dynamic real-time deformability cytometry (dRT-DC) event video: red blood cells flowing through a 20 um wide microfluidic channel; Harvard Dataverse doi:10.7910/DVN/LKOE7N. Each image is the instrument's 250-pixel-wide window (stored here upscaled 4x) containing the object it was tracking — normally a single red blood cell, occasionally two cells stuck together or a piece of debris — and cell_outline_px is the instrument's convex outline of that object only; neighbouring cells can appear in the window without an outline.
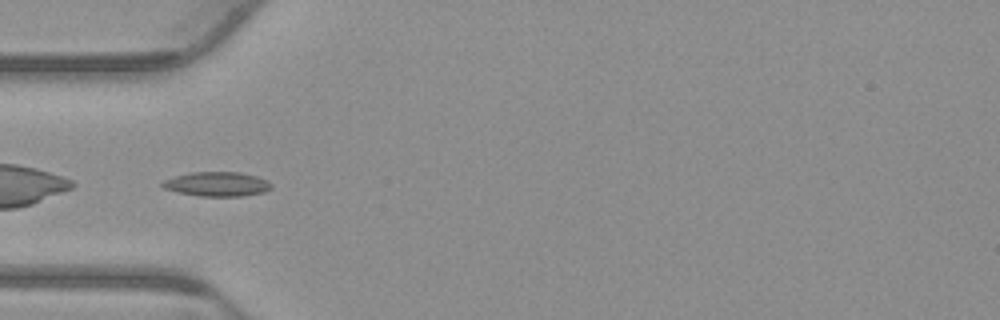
{"species": "common noctule bat (a hibernating species)", "species_latin": "Nyctalus noctula", "temperature_condition": "warm", "stored_images_in_passage": 38, "camera_frame_rate_fps": 3000, "um_per_image_px": 0.085, "animal": {"sex": "male", "body_mass_g": 23.1, "forearm_length_mm": 52.7}, "frame": {"image": 1, "passage_image": 1, "time_ms": 0.0, "image_size_px": [1000, 320], "cell_outline_px": [[272, 188], [264, 192], [240, 196], [200, 196], [176, 192], [164, 188], [160, 184], [164, 180], [176, 176], [192, 172], [240, 172], [256, 176], [268, 180], [272, 184]], "centroid_in_image_um": [18.46, 15.65], "position_along_channel_um": 66.5, "area_um2": 15.49}}
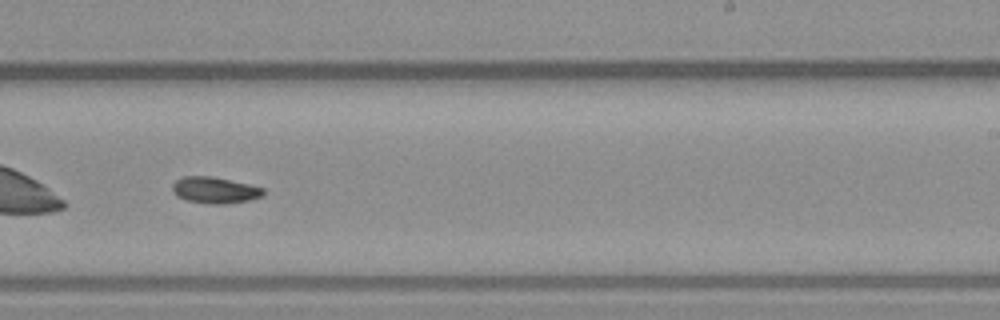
{"frame": {"image": 2, "passage_image": 17, "time_ms": 5.333, "image_size_px": [1000, 320], "cell_outline_px": [[264, 196], [248, 200], [224, 204], [208, 204], [188, 200], [176, 196], [172, 192], [172, 184], [176, 180], [184, 176], [212, 176], [248, 184], [264, 188]], "centroid_in_image_um": [18.24, 16.16], "position_along_channel_um": 270.8, "area_um2": 13.99}}
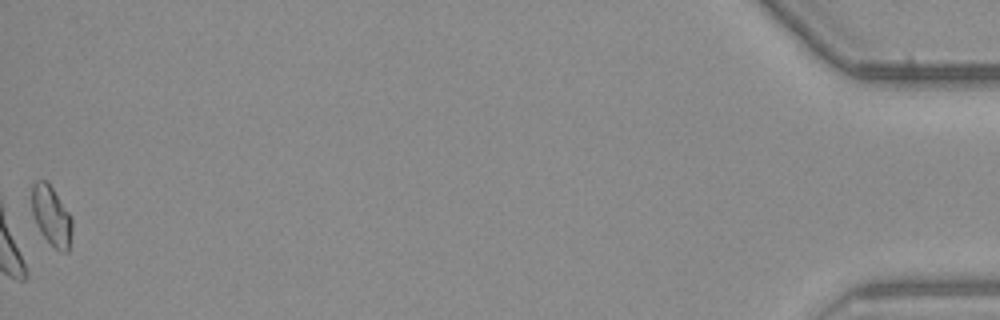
{"frame": {"image": 3, "passage_image": 38, "time_ms": 12.333, "image_size_px": [1000, 320], "cell_outline_px": [[72, 232], [68, 252], [60, 252], [40, 232], [36, 224], [32, 212], [32, 184], [36, 180], [44, 180], [52, 188], [72, 216]], "centroid_in_image_um": [4.38, 18.35], "position_along_channel_um": 430.8, "area_um2": 13.93}}